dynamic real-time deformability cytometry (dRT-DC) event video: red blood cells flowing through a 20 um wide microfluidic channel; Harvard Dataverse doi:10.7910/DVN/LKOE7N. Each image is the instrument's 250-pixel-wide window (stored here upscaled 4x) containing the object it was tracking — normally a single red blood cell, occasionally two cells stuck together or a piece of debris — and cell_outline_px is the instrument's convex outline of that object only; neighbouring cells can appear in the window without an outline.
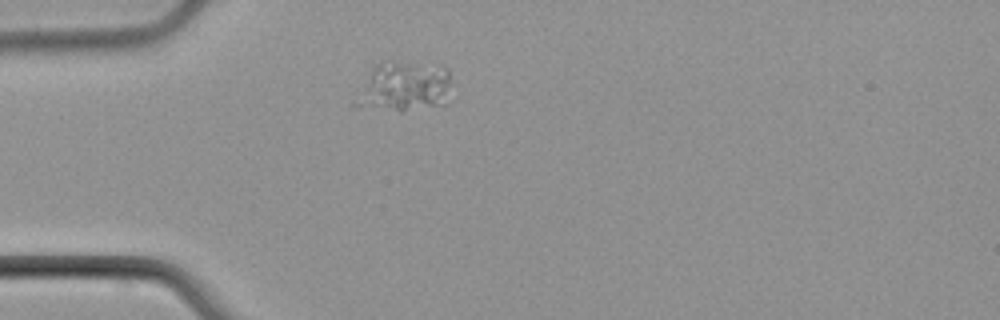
{"species": "common noctule bat (a hibernating species)", "species_latin": "Nyctalus noctula", "temperature_condition": "cold", "stored_images_in_passage": 6, "camera_frame_rate_fps": 3000, "um_per_image_px": 0.085, "animal": {"sex": "male", "body_mass_g": 21.5, "forearm_length_mm": 52.0}, "frame": {"image": 1, "passage_image": 5, "time_ms": 6.333, "image_size_px": [1000, 320], "cell_outline_px": [[448, 84], [444, 104], [400, 112], [372, 104], [368, 88], [368, 84], [372, 68], [376, 64], [392, 60], [396, 60], [448, 68]], "centroid_in_image_um": [34.64, 7.27], "position_along_channel_um": 50.4, "area_um2": 24.62}}